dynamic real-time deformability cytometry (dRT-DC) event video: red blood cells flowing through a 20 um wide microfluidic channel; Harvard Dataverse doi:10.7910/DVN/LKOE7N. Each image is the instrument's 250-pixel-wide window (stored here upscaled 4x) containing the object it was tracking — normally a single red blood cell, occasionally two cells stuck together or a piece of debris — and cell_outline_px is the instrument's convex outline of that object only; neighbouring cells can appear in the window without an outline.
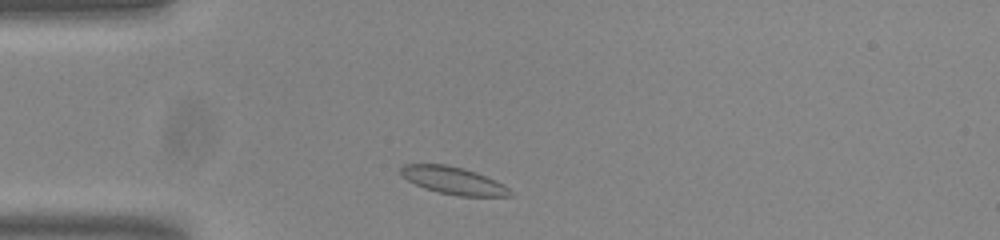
{"species": "common noctule bat (a hibernating species)", "species_latin": "Nyctalus noctula", "temperature_condition": "room temperature", "stored_images_in_passage": 43, "camera_frame_rate_fps": 3000, "um_per_image_px": 0.085, "animal": {"sex": "male", "body_mass_g": 20.0, "forearm_length_mm": 53.3}, "frame": {"image": 1, "passage_image": 3, "time_ms": 0.667, "image_size_px": [1000, 240], "cell_outline_px": [[512, 196], [460, 196], [440, 192], [424, 188], [408, 180], [400, 172], [400, 168], [404, 164], [444, 164], [464, 168], [476, 172], [496, 180], [504, 184], [512, 192]], "centroid_in_image_um": [38.56, 15.34], "position_along_channel_um": 46.4, "area_um2": 17.34}}
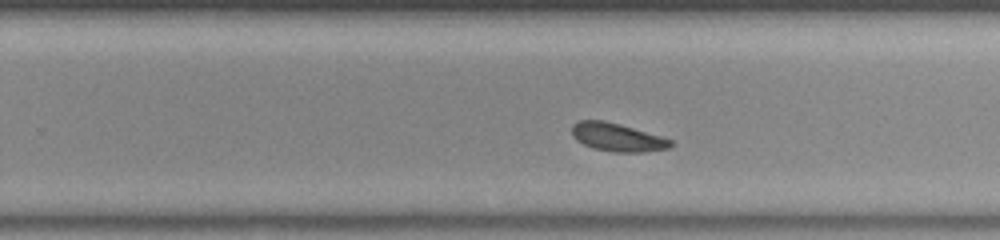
{"frame": {"image": 2, "passage_image": 23, "time_ms": 7.333, "image_size_px": [1000, 240], "cell_outline_px": [[672, 144], [668, 148], [644, 152], [612, 152], [596, 148], [584, 144], [576, 140], [572, 136], [572, 124], [580, 120], [604, 120], [660, 136], [672, 140]], "centroid_in_image_um": [52.43, 11.67], "position_along_channel_um": 277.4, "area_um2": 15.95}}
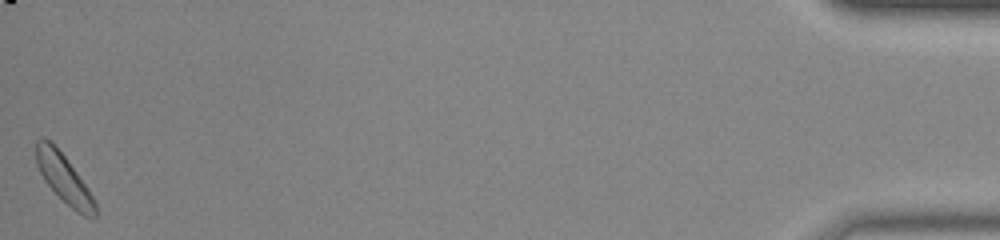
{"frame": {"image": 3, "passage_image": 43, "time_ms": 14.0, "image_size_px": [1000, 240], "cell_outline_px": [[96, 216], [84, 216], [76, 212], [44, 180], [36, 164], [36, 140], [40, 136], [44, 136], [64, 156], [88, 188], [96, 204]], "centroid_in_image_um": [5.41, 15.15], "position_along_channel_um": 429.8, "area_um2": 16.18}, "authors_computed_cell_mechanics": {"area_um2": 16.5308, "velocity_mm_per_s": 3.7254, "shape_relaxation_time_tau1_ms": 2.55, "shape_relaxation_time_tau2_ms": 2.7617, "deformation_change_tau1": 0.0779, "deformation_change_tau2": 0.0602}}